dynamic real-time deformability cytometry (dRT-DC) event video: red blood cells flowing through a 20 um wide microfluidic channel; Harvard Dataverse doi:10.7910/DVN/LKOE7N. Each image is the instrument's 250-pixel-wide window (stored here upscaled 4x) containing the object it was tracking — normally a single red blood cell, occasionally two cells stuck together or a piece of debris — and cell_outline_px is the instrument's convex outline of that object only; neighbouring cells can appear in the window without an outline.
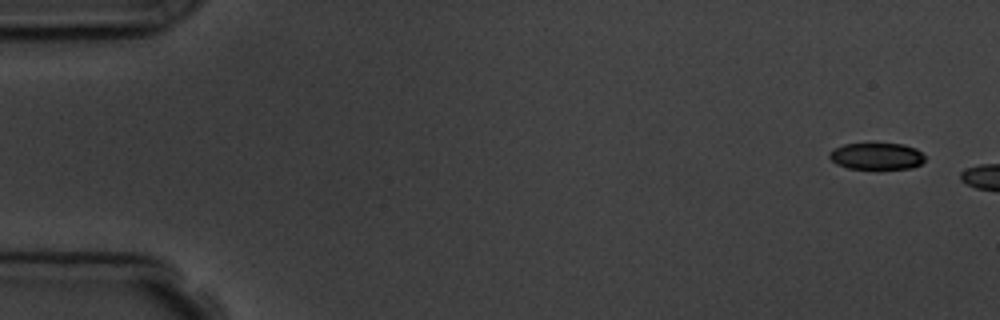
{"species": "common noctule bat (a hibernating species)", "species_latin": "Nyctalus noctula", "temperature_condition": "room temperature", "stored_images_in_passage": 2, "camera_frame_rate_fps": 3000, "um_per_image_px": 0.085, "animal": {"sex": "male", "body_mass_g": 19.5, "forearm_length_mm": 54.6}, "frame": {"image": 1, "passage_image": 1, "time_ms": 0.0, "image_size_px": [1000, 320], "cell_outline_px": [[924, 160], [920, 164], [912, 168], [848, 168], [836, 164], [828, 156], [828, 152], [832, 148], [844, 144], [872, 140], [904, 144], [916, 148], [924, 156]], "centroid_in_image_um": [74.46, 13.2], "position_along_channel_um": 10.5, "area_um2": 15.61}}